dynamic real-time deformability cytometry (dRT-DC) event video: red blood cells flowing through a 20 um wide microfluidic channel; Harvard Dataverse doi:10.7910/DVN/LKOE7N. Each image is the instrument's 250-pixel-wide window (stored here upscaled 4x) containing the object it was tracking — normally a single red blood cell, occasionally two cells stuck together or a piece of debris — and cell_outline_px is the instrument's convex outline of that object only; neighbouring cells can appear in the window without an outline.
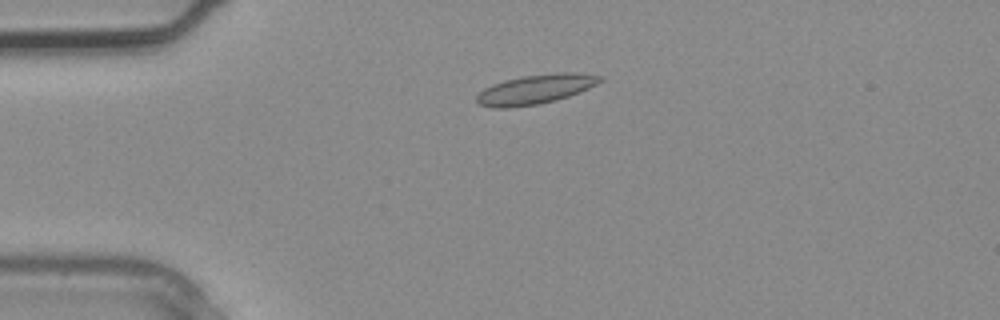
{"species": "common noctule bat (a hibernating species)", "species_latin": "Nyctalus noctula", "temperature_condition": "warm", "stored_images_in_passage": 3, "camera_frame_rate_fps": 3000, "um_per_image_px": 0.085, "animal": {"sex": "male", "body_mass_g": 20.4}, "frame": {"image": 1, "passage_image": 3, "time_ms": 0.667, "image_size_px": [1000, 320], "cell_outline_px": [[604, 80], [580, 92], [556, 100], [540, 104], [508, 108], [492, 108], [480, 104], [476, 100], [476, 96], [484, 88], [492, 84], [504, 80], [524, 76], [556, 72], [580, 72], [604, 76]], "centroid_in_image_um": [45.55, 7.58], "position_along_channel_um": 39.5, "area_um2": 21.39}}